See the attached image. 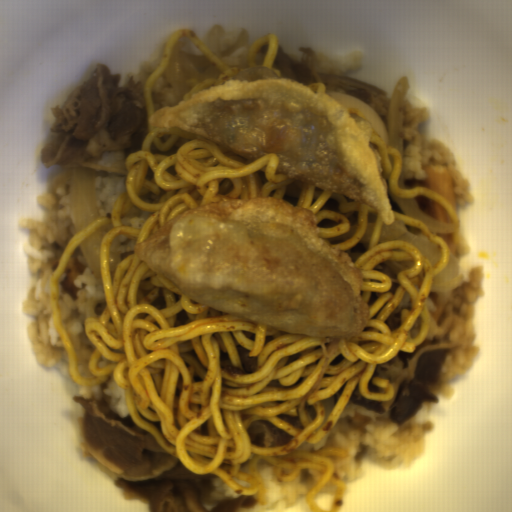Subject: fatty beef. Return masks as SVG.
I'll use <instances>...</instances> for the list:
<instances>
[{
	"instance_id": "1bbc456c",
	"label": "fatty beef",
	"mask_w": 512,
	"mask_h": 512,
	"mask_svg": "<svg viewBox=\"0 0 512 512\" xmlns=\"http://www.w3.org/2000/svg\"><path fill=\"white\" fill-rule=\"evenodd\" d=\"M52 108L54 119L40 152L46 167L116 171L141 149L150 128L140 81H123L104 62Z\"/></svg>"
},
{
	"instance_id": "51303b74",
	"label": "fatty beef",
	"mask_w": 512,
	"mask_h": 512,
	"mask_svg": "<svg viewBox=\"0 0 512 512\" xmlns=\"http://www.w3.org/2000/svg\"><path fill=\"white\" fill-rule=\"evenodd\" d=\"M315 51L300 49V55L287 52L278 46L272 68L278 77L295 78L301 84H324L328 91H338L365 103L385 123L390 124L384 90L349 77L323 73L314 62Z\"/></svg>"
},
{
	"instance_id": "8fa450e3",
	"label": "fatty beef",
	"mask_w": 512,
	"mask_h": 512,
	"mask_svg": "<svg viewBox=\"0 0 512 512\" xmlns=\"http://www.w3.org/2000/svg\"><path fill=\"white\" fill-rule=\"evenodd\" d=\"M85 418L80 453L112 474L123 499L149 512H249L258 503L238 493L220 474L188 471L153 432L110 408L108 386L98 398L75 397Z\"/></svg>"
},
{
	"instance_id": "2513f850",
	"label": "fatty beef",
	"mask_w": 512,
	"mask_h": 512,
	"mask_svg": "<svg viewBox=\"0 0 512 512\" xmlns=\"http://www.w3.org/2000/svg\"><path fill=\"white\" fill-rule=\"evenodd\" d=\"M248 437L254 446H281L292 440L291 434L267 421L249 424Z\"/></svg>"
},
{
	"instance_id": "5ad873be",
	"label": "fatty beef",
	"mask_w": 512,
	"mask_h": 512,
	"mask_svg": "<svg viewBox=\"0 0 512 512\" xmlns=\"http://www.w3.org/2000/svg\"><path fill=\"white\" fill-rule=\"evenodd\" d=\"M458 344L446 336L424 340L413 352L401 349L393 359L377 363L373 372L374 377L392 385L393 397L387 400L362 397L357 383L350 395V406L377 415H388L400 427L419 413L424 404L439 402L437 391L443 365L448 351Z\"/></svg>"
}]
</instances>
